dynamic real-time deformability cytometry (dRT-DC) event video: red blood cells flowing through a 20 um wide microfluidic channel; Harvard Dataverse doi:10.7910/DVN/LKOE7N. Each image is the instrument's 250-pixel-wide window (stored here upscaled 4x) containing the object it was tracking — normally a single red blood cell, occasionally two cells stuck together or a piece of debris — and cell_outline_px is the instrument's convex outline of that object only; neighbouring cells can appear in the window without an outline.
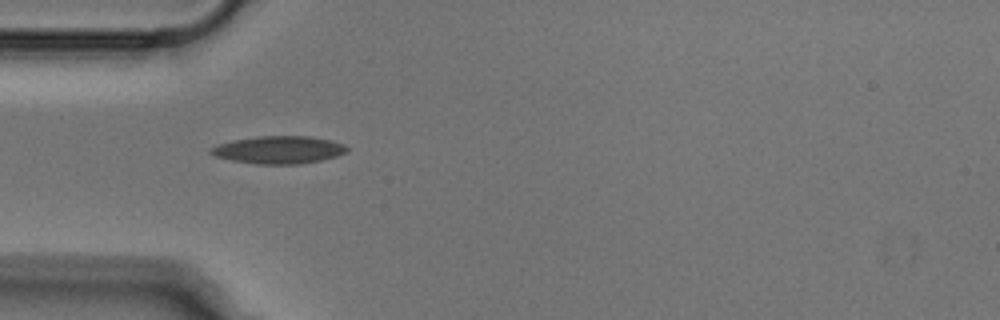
{"species": "Egyptian fruit bat (a non-hibernating species)", "species_latin": "Rousettus aegyptiacus", "temperature_condition": "cold", "stored_images_in_passage": 37, "camera_frame_rate_fps": 3000, "um_per_image_px": 0.085, "animal": {"sex": "male"}, "frame": {"image": 1, "passage_image": 1, "time_ms": 0.0, "image_size_px": [1000, 320], "cell_outline_px": [[348, 152], [336, 156], [320, 160], [300, 164], [256, 164], [232, 160], [216, 156], [208, 152], [212, 148], [220, 144], [232, 140], [260, 136], [308, 136], [332, 140], [344, 144], [348, 148]], "centroid_in_image_um": [23.73, 12.73], "position_along_channel_um": 61.3, "area_um2": 21.79}}
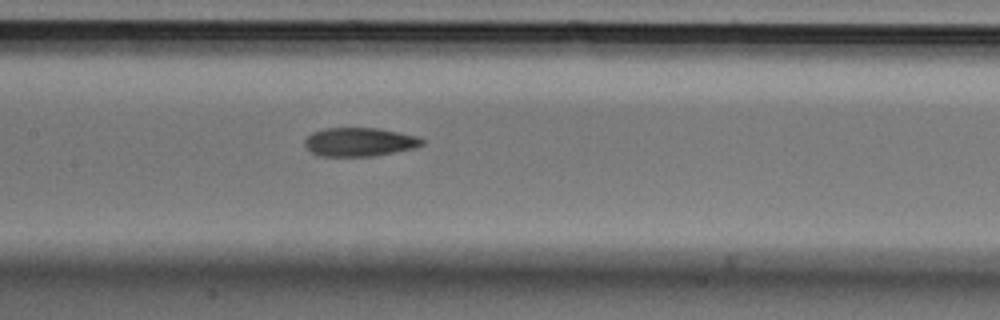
{"frame": {"image": 2, "passage_image": 10, "time_ms": 3.0, "image_size_px": [1000, 320], "cell_outline_px": [[424, 144], [416, 148], [372, 156], [320, 156], [312, 152], [304, 144], [304, 140], [312, 132], [324, 128], [380, 128], [416, 136], [424, 140]], "centroid_in_image_um": [30.56, 12.06], "position_along_channel_um": 176.8, "area_um2": 19.59}}
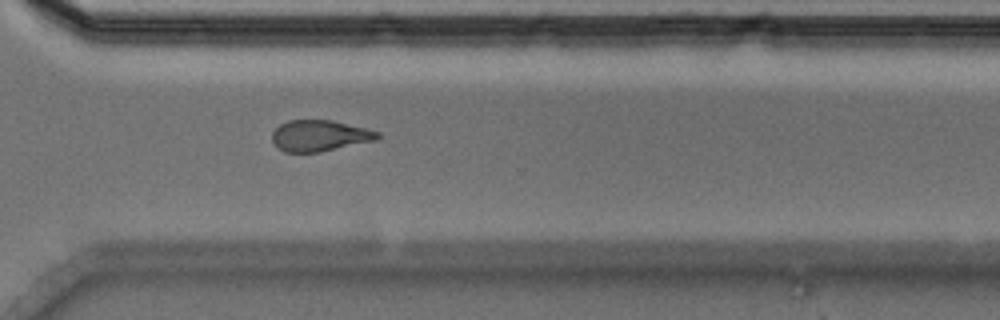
{"frame": {"image": 3, "passage_image": 23, "time_ms": 7.333, "image_size_px": [1000, 320], "cell_outline_px": [[380, 136], [376, 140], [320, 152], [284, 152], [272, 140], [272, 132], [280, 124], [288, 120], [332, 120], [380, 132]], "centroid_in_image_um": [27.16, 11.53], "position_along_channel_um": 343.4, "area_um2": 18.96}}